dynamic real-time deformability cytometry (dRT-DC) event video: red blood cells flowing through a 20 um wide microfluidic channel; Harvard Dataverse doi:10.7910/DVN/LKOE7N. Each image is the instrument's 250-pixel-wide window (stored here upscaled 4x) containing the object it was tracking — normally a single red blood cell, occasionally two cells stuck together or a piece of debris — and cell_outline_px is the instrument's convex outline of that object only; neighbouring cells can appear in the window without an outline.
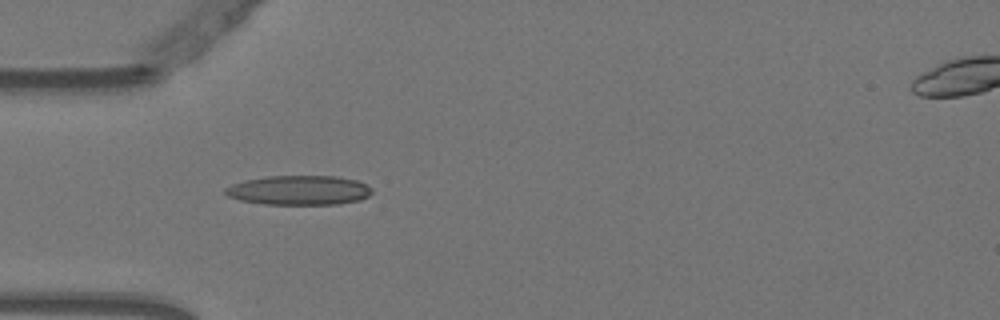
{"species": "Egyptian fruit bat (a non-hibernating species)", "species_latin": "Rousettus aegyptiacus", "temperature_condition": "warm", "stored_images_in_passage": 53, "camera_frame_rate_fps": 3000, "um_per_image_px": 0.085, "animal": {"sex": "female"}, "frame": {"image": 1, "passage_image": 15, "time_ms": 4.667, "image_size_px": [1000, 320], "cell_outline_px": [[372, 192], [368, 196], [360, 200], [340, 204], [264, 204], [240, 200], [228, 196], [224, 192], [224, 188], [232, 184], [244, 180], [268, 176], [336, 176], [356, 180], [372, 188]], "centroid_in_image_um": [25.41, 16.17], "position_along_channel_um": 59.6, "area_um2": 25.2}}
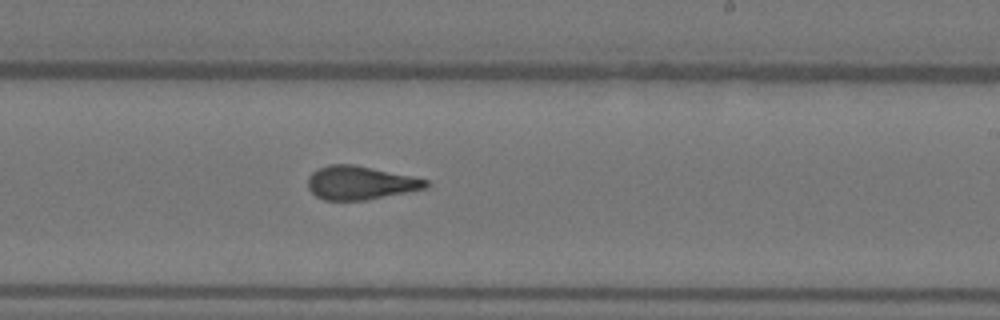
{"frame": {"image": 2, "passage_image": 31, "time_ms": 10.0, "image_size_px": [1000, 320], "cell_outline_px": [[428, 188], [364, 200], [324, 200], [316, 196], [308, 188], [308, 176], [312, 172], [328, 164], [352, 164], [412, 176], [428, 180]], "centroid_in_image_um": [30.6, 15.54], "position_along_channel_um": 258.4, "area_um2": 22.89}}
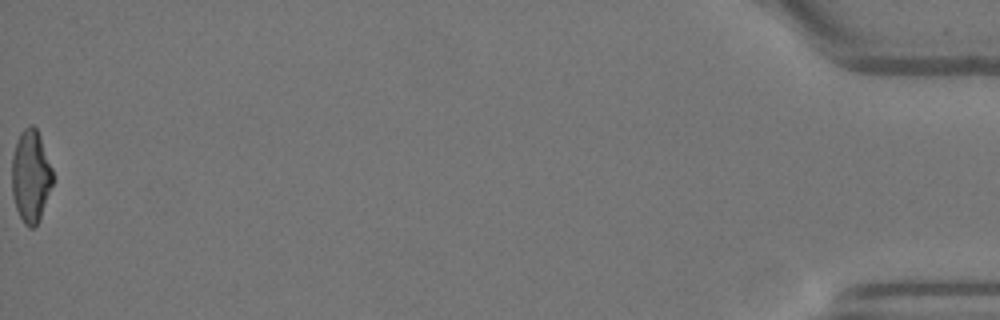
{"frame": {"image": 3, "passage_image": 53, "time_ms": 17.333, "image_size_px": [1000, 320], "cell_outline_px": [[52, 184], [40, 216], [36, 224], [32, 228], [28, 228], [24, 224], [16, 208], [12, 192], [12, 156], [20, 132], [24, 128], [32, 124], [36, 128], [40, 136], [52, 168]], "centroid_in_image_um": [2.6, 14.95], "position_along_channel_um": 432.6, "area_um2": 21.62}, "authors_computed_cell_mechanics": {"area_um2": 23.1778, "velocity_mm_per_s": 3.7665, "shape_relaxation_time_tau1_ms": 8.907, "shape_relaxation_time_tau2_ms": 1.6563, "deformation_change_tau1": 0.2757, "deformation_change_tau2": 0.1023}}